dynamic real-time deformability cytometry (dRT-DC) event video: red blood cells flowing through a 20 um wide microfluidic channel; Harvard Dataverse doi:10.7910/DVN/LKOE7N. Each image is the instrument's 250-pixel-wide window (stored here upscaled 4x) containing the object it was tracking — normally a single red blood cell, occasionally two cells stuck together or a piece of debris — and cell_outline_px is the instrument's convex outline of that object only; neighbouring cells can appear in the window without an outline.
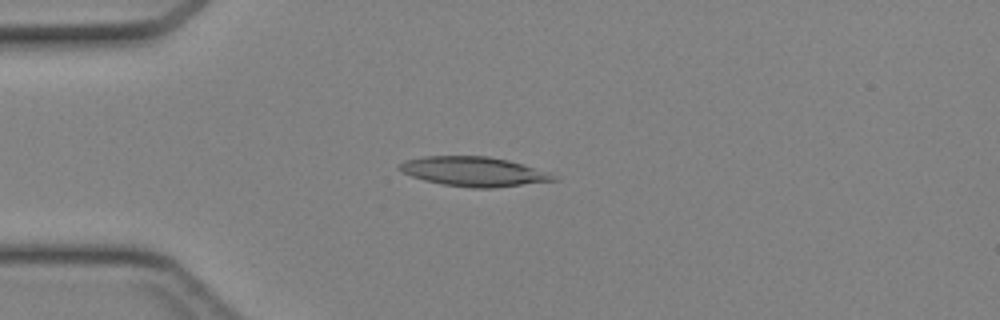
{"species": "Egyptian fruit bat (a non-hibernating species)", "species_latin": "Rousettus aegyptiacus", "temperature_condition": "cold", "stored_images_in_passage": 38, "camera_frame_rate_fps": 3000, "um_per_image_px": 0.085, "animal": {"sex": "female"}, "frame": {"image": 1, "passage_image": 6, "time_ms": 1.667, "image_size_px": [1000, 320], "cell_outline_px": [[560, 180], [492, 188], [472, 188], [440, 184], [424, 180], [412, 176], [396, 168], [404, 160], [424, 156], [488, 156], [508, 160], [532, 168], [552, 176]], "centroid_in_image_um": [40.17, 14.58], "position_along_channel_um": 44.8, "area_um2": 26.07}}
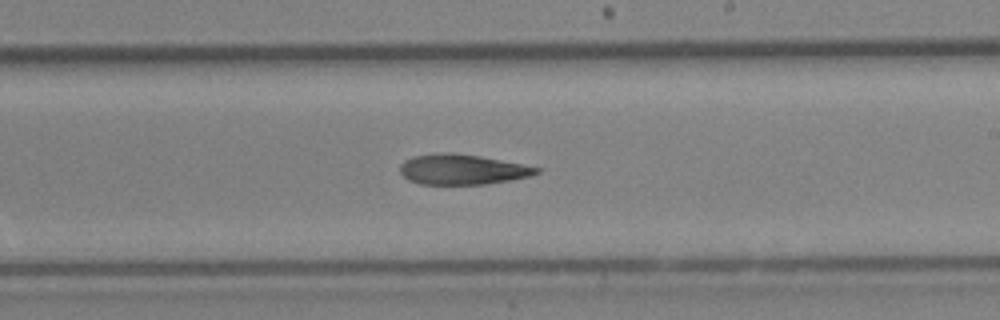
{"frame": {"image": 2, "passage_image": 21, "time_ms": 6.667, "image_size_px": [1000, 320], "cell_outline_px": [[540, 172], [532, 176], [512, 180], [488, 184], [420, 184], [408, 180], [400, 172], [400, 164], [412, 156], [480, 156], [540, 168]], "centroid_in_image_um": [39.35, 14.47], "position_along_channel_um": 249.7, "area_um2": 22.95}}
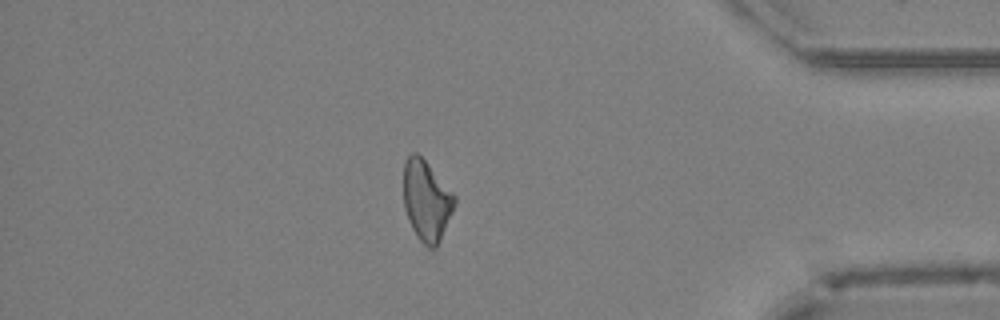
{"frame": {"image": 3, "passage_image": 33, "time_ms": 10.667, "image_size_px": [1000, 320], "cell_outline_px": [[456, 204], [440, 240], [436, 248], [428, 248], [416, 236], [408, 220], [404, 208], [404, 160], [412, 152], [416, 152], [428, 164], [456, 196]], "centroid_in_image_um": [36.25, 17.06], "position_along_channel_um": 399.0, "area_um2": 23.87}}